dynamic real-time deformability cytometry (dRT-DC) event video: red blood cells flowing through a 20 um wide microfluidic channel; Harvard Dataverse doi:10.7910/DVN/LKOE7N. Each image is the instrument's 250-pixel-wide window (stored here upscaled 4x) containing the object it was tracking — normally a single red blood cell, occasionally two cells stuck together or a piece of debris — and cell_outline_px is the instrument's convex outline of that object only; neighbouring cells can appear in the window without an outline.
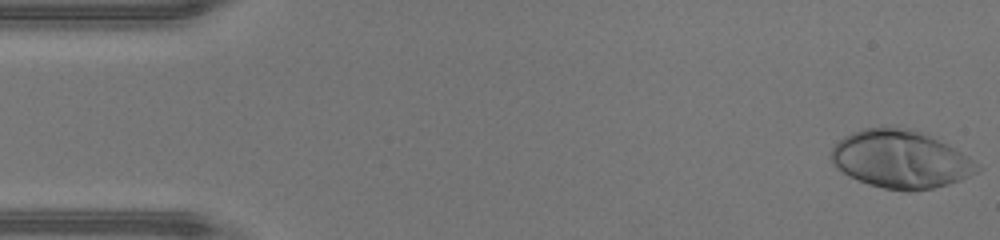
{"species": "human", "species_latin": "Homo sapiens", "temperature_condition": "warm", "stored_images_in_passage": 46, "camera_frame_rate_fps": 3000, "um_per_image_px": 0.085, "donor": {"sex": "male"}, "frame": {"image": 1, "passage_image": 1, "time_ms": 0.0, "image_size_px": [1000, 240], "cell_outline_px": [[984, 168], [960, 180], [948, 184], [932, 188], [908, 192], [884, 188], [868, 184], [848, 176], [836, 168], [832, 164], [832, 148], [844, 136], [852, 132], [864, 128], [884, 124], [888, 124], [912, 128], [968, 156]], "centroid_in_image_um": [76.51, 13.52], "position_along_channel_um": 8.5, "area_um2": 49.42}}
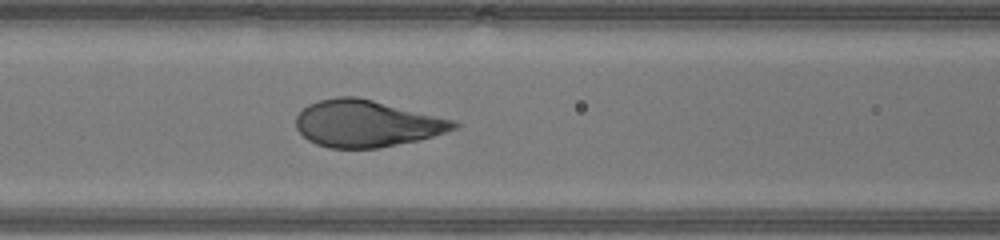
{"frame": {"image": 2, "passage_image": 19, "time_ms": 6.0, "image_size_px": [1000, 240], "cell_outline_px": [[460, 124], [456, 128], [432, 136], [416, 140], [380, 148], [328, 148], [316, 144], [308, 140], [296, 128], [296, 116], [308, 104], [320, 100], [336, 96], [356, 96], [456, 120]], "centroid_in_image_um": [31.14, 10.5], "position_along_channel_um": 135.5, "area_um2": 42.89}}
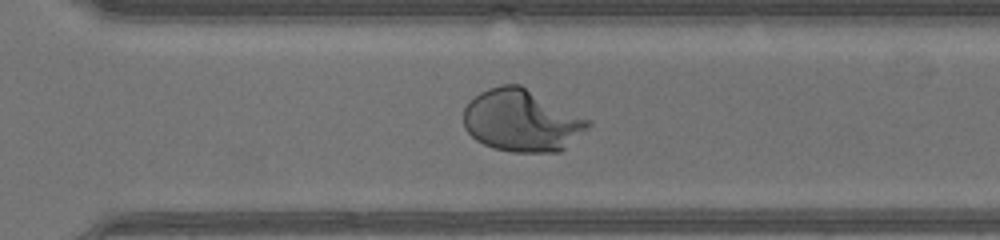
{"frame": {"image": 3, "passage_image": 32, "time_ms": 10.333, "image_size_px": [1000, 240], "cell_outline_px": [[592, 124], [588, 128], [560, 152], [512, 152], [492, 148], [476, 140], [464, 128], [464, 108], [480, 92], [488, 88], [500, 84], [520, 84], [592, 120]], "centroid_in_image_um": [44.36, 10.25], "position_along_channel_um": 326.2, "area_um2": 45.2}, "authors_computed_cell_mechanics": {"area_um2": 44.8528, "velocity_mm_per_s": 4.4145, "shape_relaxation_time_tau1_ms": 2.9245, "shape_relaxation_time_tau2_ms": null, "deformation_change_tau1": 0.2446, "deformation_change_tau2": null}}